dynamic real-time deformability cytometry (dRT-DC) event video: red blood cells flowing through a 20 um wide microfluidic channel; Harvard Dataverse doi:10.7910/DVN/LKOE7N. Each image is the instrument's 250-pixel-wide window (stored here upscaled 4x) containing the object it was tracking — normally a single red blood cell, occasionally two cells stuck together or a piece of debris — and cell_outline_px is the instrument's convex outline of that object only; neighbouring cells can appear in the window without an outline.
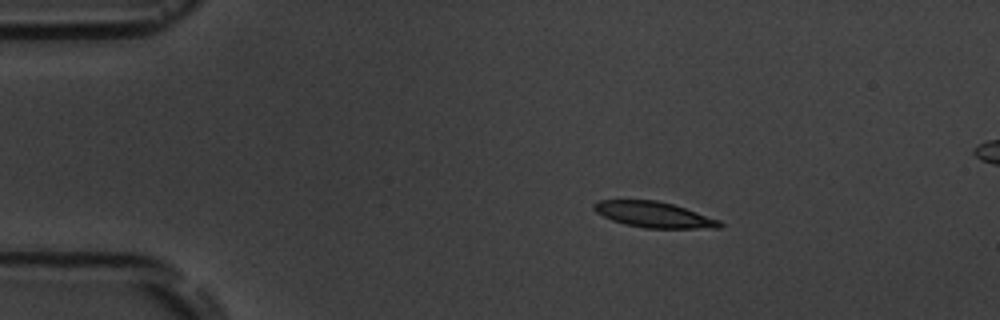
{"species": "common noctule bat (a hibernating species)", "species_latin": "Nyctalus noctula", "temperature_condition": "room temperature", "stored_images_in_passage": 5, "camera_frame_rate_fps": 3000, "um_per_image_px": 0.085, "animal": {"sex": "male", "body_mass_g": 19.5, "forearm_length_mm": 54.6}, "frame": {"image": 1, "passage_image": 2, "time_ms": 1.0, "image_size_px": [1000, 320], "cell_outline_px": [[724, 224], [720, 228], [644, 228], [624, 224], [612, 220], [596, 212], [592, 208], [592, 204], [600, 200], [656, 200], [672, 204], [720, 220]], "centroid_in_image_um": [55.56, 18.25], "position_along_channel_um": 29.4, "area_um2": 18.79}}